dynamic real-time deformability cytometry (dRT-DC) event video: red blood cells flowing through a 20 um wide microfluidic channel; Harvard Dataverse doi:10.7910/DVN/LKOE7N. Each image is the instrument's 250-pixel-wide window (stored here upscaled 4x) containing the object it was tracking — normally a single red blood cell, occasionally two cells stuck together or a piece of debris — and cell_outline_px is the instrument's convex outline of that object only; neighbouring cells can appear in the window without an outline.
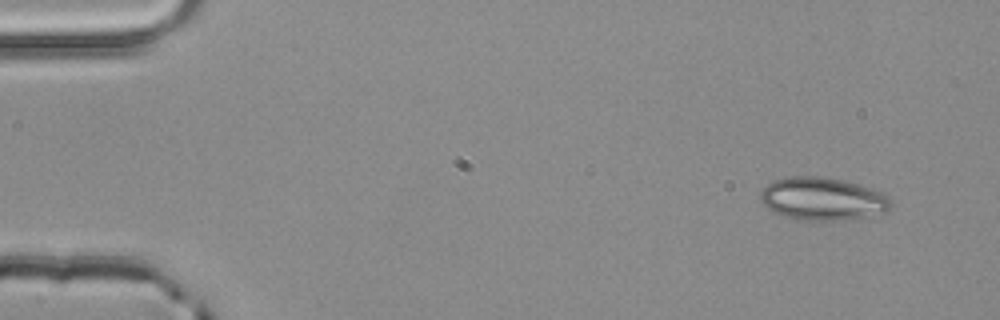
{"species": "common noctule bat (a hibernating species)", "species_latin": "Nyctalus noctula", "temperature_condition": "room temperature", "stored_images_in_passage": 4, "camera_frame_rate_fps": 3000, "um_per_image_px": 0.085, "animal": {"sex": "male", "body_mass_g": 20.4}, "frame": {"image": 1, "passage_image": 1, "time_ms": 0.0, "image_size_px": [1000, 320], "cell_outline_px": [[892, 204], [884, 212], [864, 216], [840, 220], [796, 220], [772, 212], [760, 200], [760, 192], [772, 180], [788, 176], [820, 176], [840, 180], [856, 184], [880, 192], [888, 196], [892, 200]], "centroid_in_image_um": [69.85, 16.9], "position_along_channel_um": 15.1, "area_um2": 32.31}}